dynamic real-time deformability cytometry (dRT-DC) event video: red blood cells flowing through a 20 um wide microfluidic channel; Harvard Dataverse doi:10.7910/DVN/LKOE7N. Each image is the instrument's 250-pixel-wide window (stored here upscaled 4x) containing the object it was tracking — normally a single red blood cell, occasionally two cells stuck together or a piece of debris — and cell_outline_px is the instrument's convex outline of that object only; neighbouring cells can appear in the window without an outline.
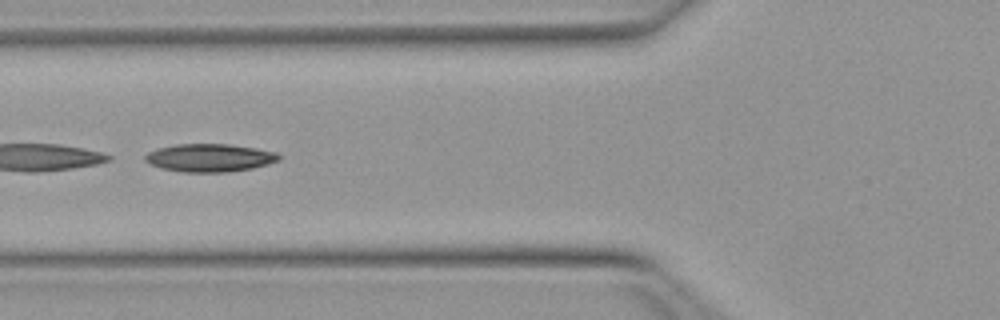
{"species": "Egyptian fruit bat (a non-hibernating species)", "species_latin": "Rousettus aegyptiacus", "temperature_condition": "warm", "stored_images_in_passage": 37, "camera_frame_rate_fps": 3000, "um_per_image_px": 0.085, "animal": {"sex": "female"}, "frame": {"image": 1, "passage_image": 6, "time_ms": 1.667, "image_size_px": [1000, 320], "cell_outline_px": [[280, 160], [268, 164], [252, 168], [228, 172], [184, 172], [160, 168], [148, 164], [144, 160], [144, 156], [148, 152], [156, 148], [176, 144], [228, 144], [256, 148], [276, 152], [280, 156]], "centroid_in_image_um": [17.78, 13.41], "position_along_channel_um": 108.0, "area_um2": 21.96}, "authors_computed_cell_mechanics": {"area_um2": 21.5016, "velocity_mm_per_s": 3.9973, "shape_relaxation_time_tau1_ms": 5.4129, "shape_relaxation_time_tau2_ms": null, "deformation_change_tau1": 0.1855, "deformation_change_tau2": null}}